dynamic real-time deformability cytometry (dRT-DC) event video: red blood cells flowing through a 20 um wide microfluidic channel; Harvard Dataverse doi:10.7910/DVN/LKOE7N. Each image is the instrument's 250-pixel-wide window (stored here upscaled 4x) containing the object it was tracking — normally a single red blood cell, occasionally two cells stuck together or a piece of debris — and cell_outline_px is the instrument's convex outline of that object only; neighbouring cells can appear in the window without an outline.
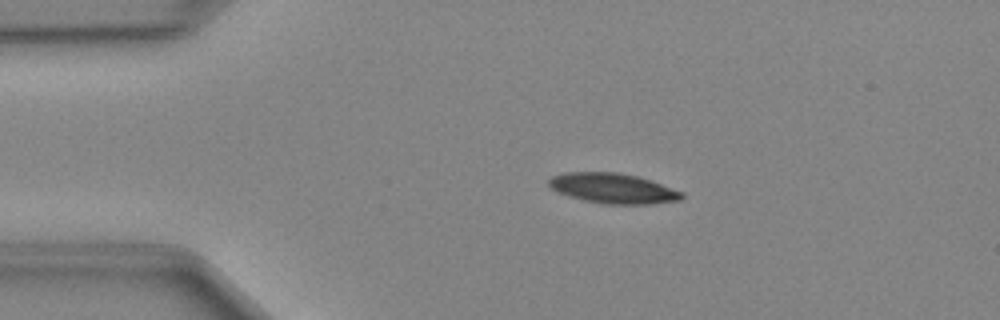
{"species": "Egyptian fruit bat (a non-hibernating species)", "species_latin": "Rousettus aegyptiacus", "temperature_condition": "cold", "stored_images_in_passage": 48, "camera_frame_rate_fps": 3000, "um_per_image_px": 0.085, "animal": {"sex": "female"}, "frame": {"image": 1, "passage_image": 9, "time_ms": 2.667, "image_size_px": [1000, 320], "cell_outline_px": [[684, 196], [680, 200], [648, 204], [604, 204], [584, 200], [568, 196], [556, 192], [548, 184], [548, 180], [552, 176], [564, 172], [616, 172], [636, 176], [684, 192]], "centroid_in_image_um": [52.06, 16.01], "position_along_channel_um": 32.9, "area_um2": 23.24}}
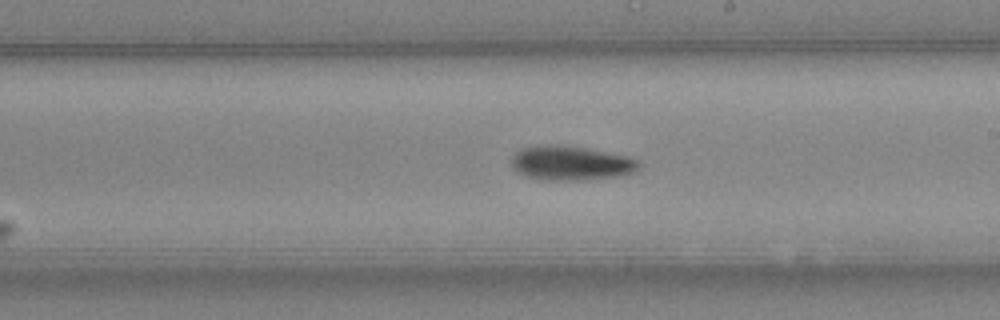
{"frame": {"image": 2, "passage_image": 27, "time_ms": 8.667, "image_size_px": [1000, 320], "cell_outline_px": [[640, 168], [636, 172], [624, 176], [588, 180], [548, 180], [528, 176], [516, 172], [512, 168], [512, 156], [520, 148], [560, 144], [584, 148], [624, 156], [640, 160]], "centroid_in_image_um": [48.57, 13.89], "position_along_channel_um": 240.4, "area_um2": 25.55}}
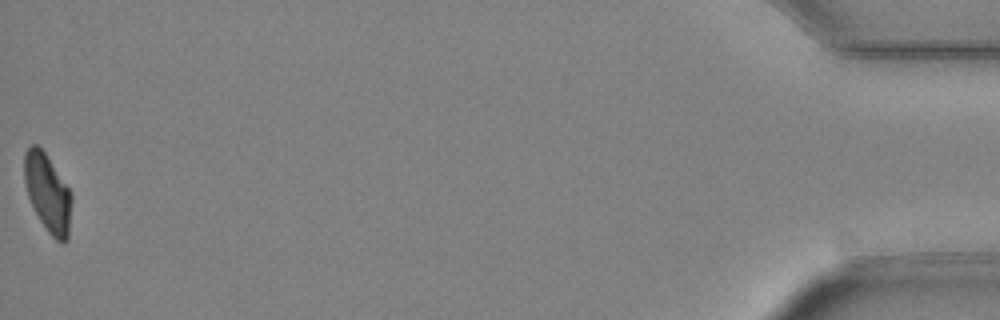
{"frame": {"image": 3, "passage_image": 48, "time_ms": 15.667, "image_size_px": [1000, 320], "cell_outline_px": [[72, 200], [68, 240], [64, 244], [60, 244], [48, 232], [40, 220], [28, 196], [24, 180], [24, 152], [32, 144], [36, 144], [44, 152], [72, 192]], "centroid_in_image_um": [4.07, 16.43], "position_along_channel_um": 431.1, "area_um2": 21.5}}